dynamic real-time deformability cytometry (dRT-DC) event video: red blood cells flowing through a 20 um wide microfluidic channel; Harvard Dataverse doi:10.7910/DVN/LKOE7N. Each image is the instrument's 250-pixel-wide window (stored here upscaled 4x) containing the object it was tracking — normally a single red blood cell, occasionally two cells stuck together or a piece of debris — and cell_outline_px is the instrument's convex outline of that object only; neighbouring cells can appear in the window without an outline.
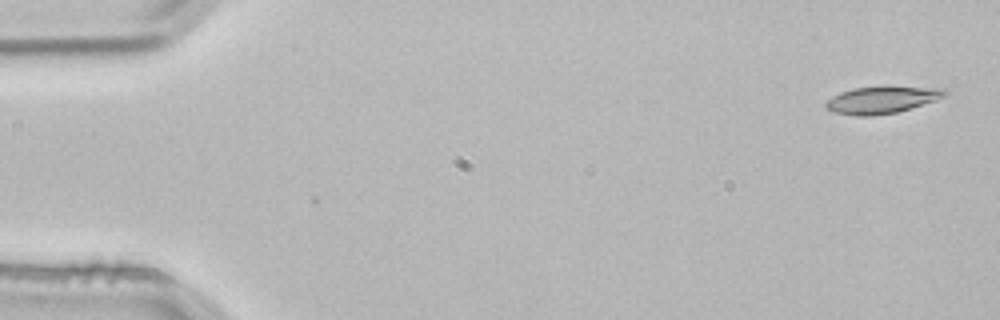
{"species": "common noctule bat (a hibernating species)", "species_latin": "Nyctalus noctula", "temperature_condition": "room temperature", "stored_images_in_passage": 3, "camera_frame_rate_fps": 3000, "um_per_image_px": 0.085, "animal": {"sex": "male", "body_mass_g": 21.5, "forearm_length_mm": 52.0}, "frame": {"image": 1, "passage_image": 1, "time_ms": 0.0, "image_size_px": [1000, 320], "cell_outline_px": [[948, 92], [944, 96], [936, 100], [896, 112], [872, 116], [864, 116], [832, 112], [824, 108], [824, 104], [832, 96], [840, 92], [852, 88], [944, 88]], "centroid_in_image_um": [74.88, 8.51], "position_along_channel_um": 10.1, "area_um2": 18.09}}